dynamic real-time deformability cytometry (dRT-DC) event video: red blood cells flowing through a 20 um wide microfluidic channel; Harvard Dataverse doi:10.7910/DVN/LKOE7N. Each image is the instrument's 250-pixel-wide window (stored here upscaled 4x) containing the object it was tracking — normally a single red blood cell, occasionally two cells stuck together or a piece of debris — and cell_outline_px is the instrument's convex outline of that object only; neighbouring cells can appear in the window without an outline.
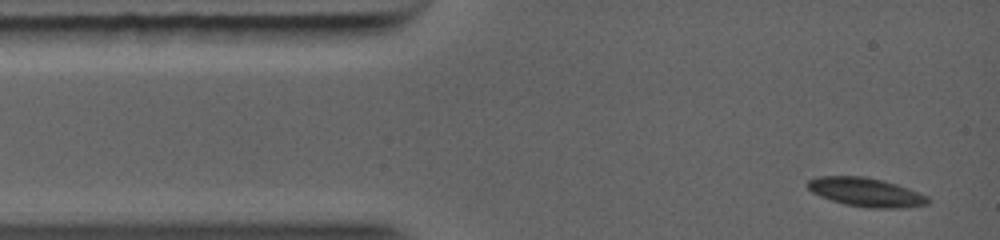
{"species": "common noctule bat (a hibernating species)", "species_latin": "Nyctalus noctula", "temperature_condition": "warm", "stored_images_in_passage": 10, "camera_frame_rate_fps": 5000, "um_per_image_px": 0.085, "animal": {"sex": "female", "body_mass_g": 19.0, "forearm_length_mm": 56.7}, "frame": {"image": 1, "passage_image": 1, "time_ms": 0.0, "image_size_px": [1000, 240], "cell_outline_px": [[928, 200], [916, 204], [852, 204], [836, 200], [824, 196], [816, 192], [808, 184], [812, 180], [824, 176], [856, 176], [876, 180], [892, 184], [912, 192]], "centroid_in_image_um": [73.37, 16.23], "position_along_channel_um": 11.6, "area_um2": 16.47}}
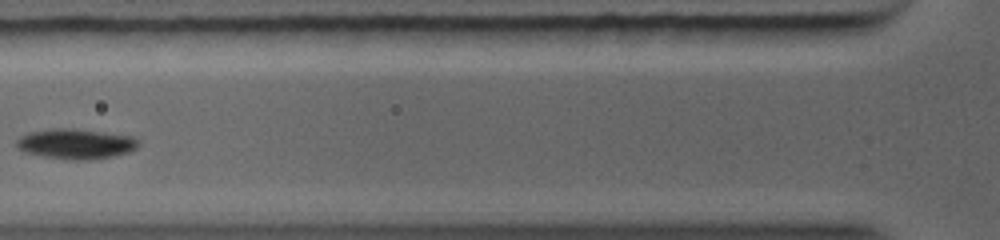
{"frame": {"image": 2, "passage_image": 7, "time_ms": 3.4, "image_size_px": [1000, 240], "cell_outline_px": [[136, 144], [132, 148], [124, 152], [104, 156], [60, 156], [36, 152], [24, 148], [20, 144], [20, 140], [24, 136], [40, 132], [92, 132], [124, 136], [136, 140]], "centroid_in_image_um": [6.56, 12.21], "position_along_channel_um": 119.2, "area_um2": 16.65}}
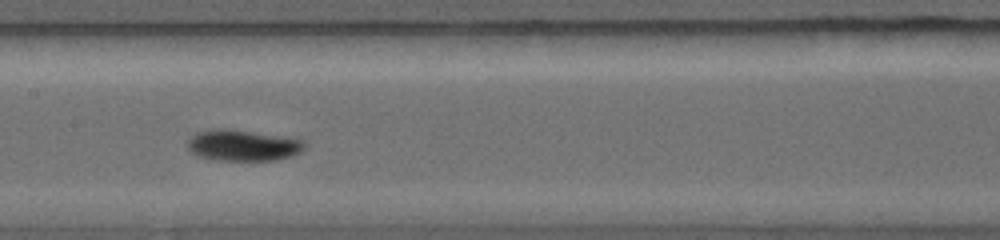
{"frame": {"image": 3, "passage_image": 9, "time_ms": 4.8, "image_size_px": [1000, 240], "cell_outline_px": [[296, 148], [292, 152], [280, 156], [264, 160], [236, 160], [208, 156], [196, 152], [192, 148], [192, 140], [196, 136], [204, 132], [240, 132], [292, 140], [296, 144]], "centroid_in_image_um": [20.52, 12.4], "position_along_channel_um": 186.9, "area_um2": 16.7}}